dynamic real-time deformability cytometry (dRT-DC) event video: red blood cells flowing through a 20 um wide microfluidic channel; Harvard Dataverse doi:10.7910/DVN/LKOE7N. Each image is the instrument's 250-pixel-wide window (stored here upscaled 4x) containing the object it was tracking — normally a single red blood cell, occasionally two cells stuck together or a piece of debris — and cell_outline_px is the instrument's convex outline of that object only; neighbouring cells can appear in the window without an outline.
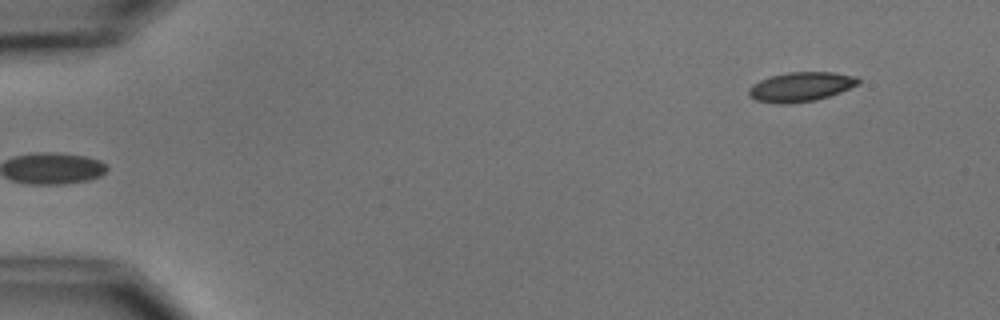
{"species": "common noctule bat (a hibernating species)", "species_latin": "Nyctalus noctula", "temperature_condition": "cold", "stored_images_in_passage": 4, "segment_of_instrument_passage": [2, 2], "camera_frame_rate_fps": 3000, "um_per_image_px": 0.085, "animal": {"sex": "male", "body_mass_g": 15.6}, "frame": {"image": 1, "passage_image": 4, "time_ms": 3.667, "image_size_px": [1000, 320], "cell_outline_px": [[860, 84], [840, 92], [816, 100], [788, 104], [780, 104], [756, 100], [748, 96], [748, 88], [752, 84], [760, 80], [772, 76], [788, 72], [832, 72], [856, 76], [860, 80]], "centroid_in_image_um": [68.06, 7.38], "position_along_channel_um": 16.9, "area_um2": 18.84}}